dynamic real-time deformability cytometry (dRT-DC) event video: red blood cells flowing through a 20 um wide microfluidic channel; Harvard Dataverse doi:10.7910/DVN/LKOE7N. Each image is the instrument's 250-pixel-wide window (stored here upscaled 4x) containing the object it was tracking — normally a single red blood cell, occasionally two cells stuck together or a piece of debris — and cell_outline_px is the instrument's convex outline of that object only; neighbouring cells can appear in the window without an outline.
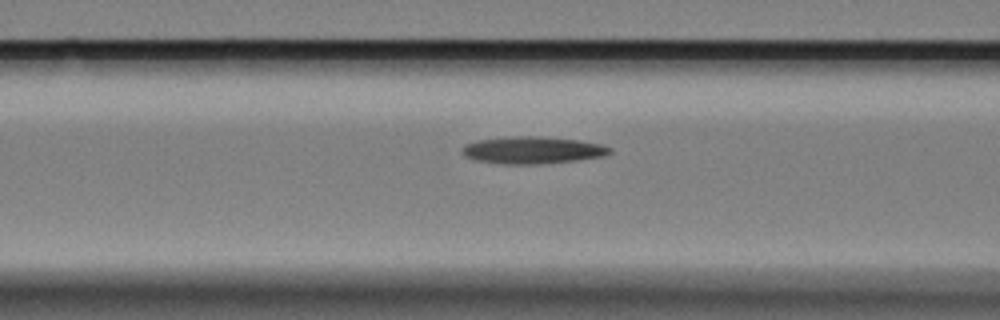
{"species": "Egyptian fruit bat (a non-hibernating species)", "species_latin": "Rousettus aegyptiacus", "temperature_condition": "cold", "stored_images_in_passage": 25, "camera_frame_rate_fps": 3000, "um_per_image_px": 0.085, "animal": {"sex": "female"}, "frame": {"image": 1, "passage_image": 19, "time_ms": 6.0, "image_size_px": [1000, 320], "cell_outline_px": [[612, 152], [604, 156], [576, 160], [536, 164], [500, 164], [476, 160], [464, 156], [460, 152], [460, 148], [464, 144], [480, 140], [520, 136], [540, 136], [580, 140], [600, 144], [612, 148]], "centroid_in_image_um": [45.25, 12.76], "position_along_channel_um": 121.4, "area_um2": 23.35}}
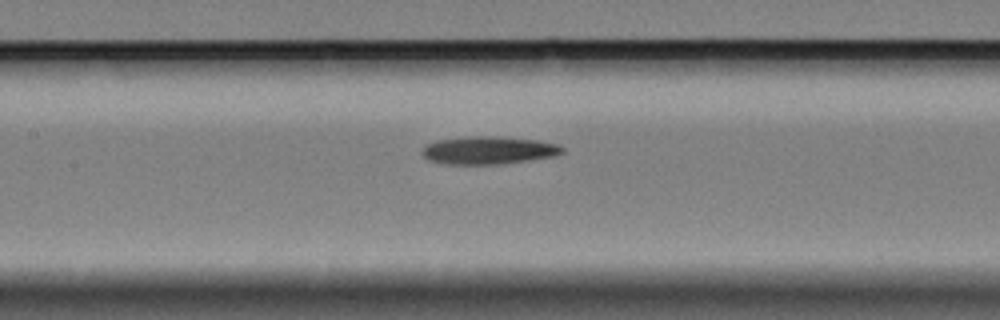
{"frame": {"image": 2, "passage_image": 23, "time_ms": 7.333, "image_size_px": [1000, 320], "cell_outline_px": [[564, 152], [552, 156], [500, 164], [448, 164], [432, 160], [424, 156], [424, 148], [428, 144], [436, 140], [468, 136], [496, 136], [540, 140], [560, 144], [564, 148]], "centroid_in_image_um": [41.59, 12.75], "position_along_channel_um": 165.8, "area_um2": 22.48}}